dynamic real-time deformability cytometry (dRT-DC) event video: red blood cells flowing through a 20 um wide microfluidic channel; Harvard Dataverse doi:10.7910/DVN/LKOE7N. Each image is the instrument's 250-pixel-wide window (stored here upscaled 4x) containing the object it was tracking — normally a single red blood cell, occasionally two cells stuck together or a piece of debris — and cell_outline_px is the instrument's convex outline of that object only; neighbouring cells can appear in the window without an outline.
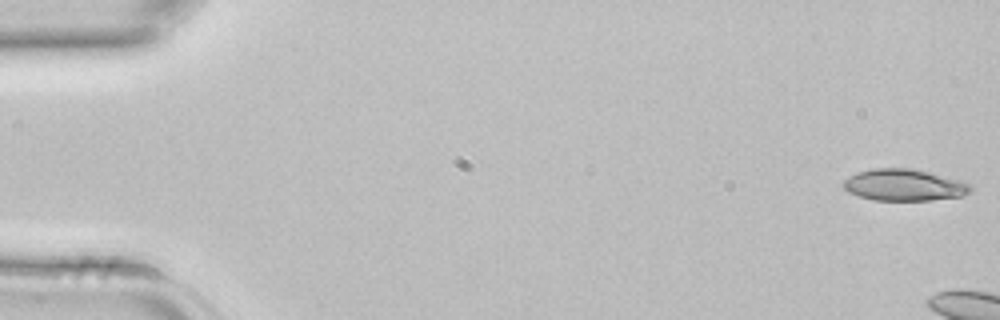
{"species": "common noctule bat (a hibernating species)", "species_latin": "Nyctalus noctula", "temperature_condition": "room temperature", "stored_images_in_passage": 6, "camera_frame_rate_fps": 3000, "um_per_image_px": 0.085, "animal": {"sex": "female", "body_mass_g": 22.7, "forearm_length_mm": 54.2}, "frame": {"image": 1, "passage_image": 1, "time_ms": 0.0, "image_size_px": [1000, 320], "cell_outline_px": [[972, 192], [960, 196], [928, 200], [872, 200], [848, 192], [840, 184], [848, 176], [856, 172], [872, 168], [908, 168], [928, 172], [960, 180], [972, 184]], "centroid_in_image_um": [76.82, 15.72], "position_along_channel_um": 8.2, "area_um2": 23.52}}